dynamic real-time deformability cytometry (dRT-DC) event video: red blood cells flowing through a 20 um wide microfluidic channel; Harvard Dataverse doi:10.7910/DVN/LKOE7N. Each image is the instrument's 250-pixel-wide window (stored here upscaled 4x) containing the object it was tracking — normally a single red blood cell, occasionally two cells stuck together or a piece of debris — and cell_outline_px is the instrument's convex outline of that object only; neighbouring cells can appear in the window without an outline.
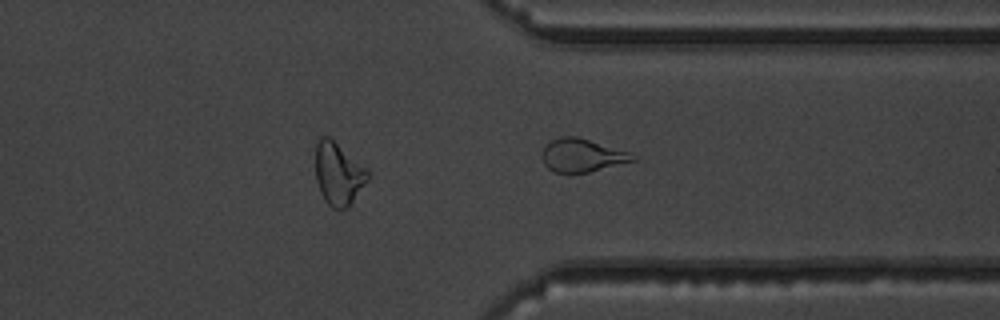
{"species": "common noctule bat (a hibernating species)", "species_latin": "Nyctalus noctula", "temperature_condition": "warm", "stored_images_in_passage": 38, "segment_of_instrument_passage": [2, 2], "camera_frame_rate_fps": 3000, "um_per_image_px": 0.085, "animal": {"sex": "male", "body_mass_g": 19.5, "forearm_length_mm": 54.6}, "frame": {"image": 1, "passage_image": 38, "time_ms": 12.333, "image_size_px": [1000, 320], "cell_outline_px": [[636, 160], [588, 172], [552, 172], [544, 164], [540, 156], [540, 152], [552, 140], [560, 136], [576, 136], [628, 152], [636, 156]], "centroid_in_image_um": [49.42, 13.2], "position_along_channel_um": 362.0, "area_um2": 17.28}}